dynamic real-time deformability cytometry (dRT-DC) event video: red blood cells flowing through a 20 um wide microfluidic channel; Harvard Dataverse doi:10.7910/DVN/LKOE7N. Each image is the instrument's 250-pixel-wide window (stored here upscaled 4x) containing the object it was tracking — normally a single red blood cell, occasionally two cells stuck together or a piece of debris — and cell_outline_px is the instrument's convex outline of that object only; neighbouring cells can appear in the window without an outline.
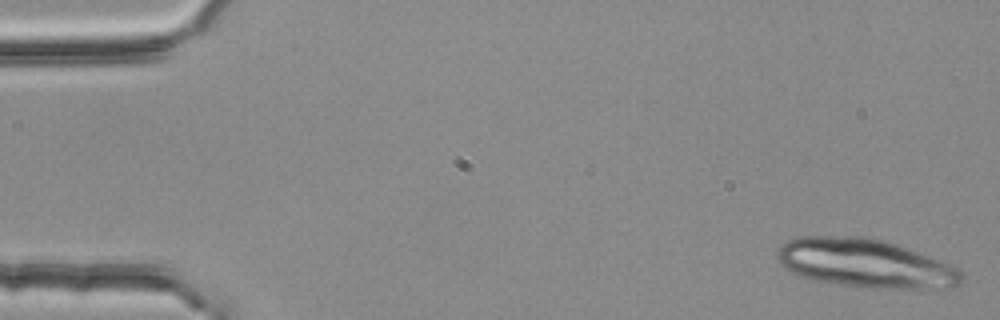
{"species": "common noctule bat (a hibernating species)", "species_latin": "Nyctalus noctula", "temperature_condition": "room temperature", "stored_images_in_passage": 4, "camera_frame_rate_fps": 3000, "um_per_image_px": 0.085, "animal": {"sex": "female", "body_mass_g": 25.1}, "frame": {"image": 1, "passage_image": 1, "time_ms": 0.0, "image_size_px": [1000, 320], "cell_outline_px": [[964, 276], [960, 284], [952, 288], [888, 288], [844, 284], [816, 280], [800, 276], [784, 268], [780, 264], [776, 256], [776, 248], [788, 240], [800, 236], [864, 236], [884, 240], [908, 248], [948, 264], [956, 268]], "centroid_in_image_um": [73.5, 22.36], "position_along_channel_um": 11.5, "area_um2": 51.85}}